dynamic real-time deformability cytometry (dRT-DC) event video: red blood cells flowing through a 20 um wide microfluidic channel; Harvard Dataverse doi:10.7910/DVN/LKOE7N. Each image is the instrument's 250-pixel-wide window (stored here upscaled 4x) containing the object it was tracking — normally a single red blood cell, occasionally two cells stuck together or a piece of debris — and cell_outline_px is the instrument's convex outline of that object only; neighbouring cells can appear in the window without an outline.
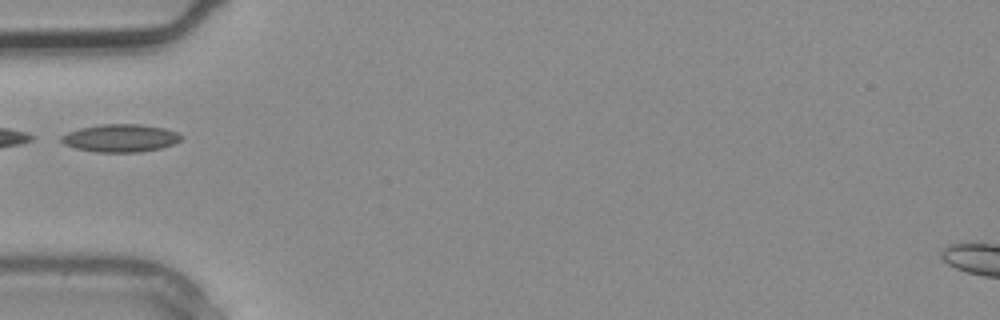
{"species": "common noctule bat (a hibernating species)", "species_latin": "Nyctalus noctula", "temperature_condition": "warm", "stored_images_in_passage": 3, "camera_frame_rate_fps": 3000, "um_per_image_px": 0.085, "animal": {"sex": "male", "body_mass_g": 20.4}, "frame": {"image": 1, "passage_image": 3, "time_ms": 0.667, "image_size_px": [1000, 320], "cell_outline_px": [[184, 136], [180, 140], [172, 144], [160, 148], [140, 152], [96, 152], [76, 148], [64, 144], [60, 140], [60, 136], [68, 132], [80, 128], [100, 124], [140, 124], [164, 128], [176, 132]], "centroid_in_image_um": [10.22, 11.73], "position_along_channel_um": 74.8, "area_um2": 19.36}}